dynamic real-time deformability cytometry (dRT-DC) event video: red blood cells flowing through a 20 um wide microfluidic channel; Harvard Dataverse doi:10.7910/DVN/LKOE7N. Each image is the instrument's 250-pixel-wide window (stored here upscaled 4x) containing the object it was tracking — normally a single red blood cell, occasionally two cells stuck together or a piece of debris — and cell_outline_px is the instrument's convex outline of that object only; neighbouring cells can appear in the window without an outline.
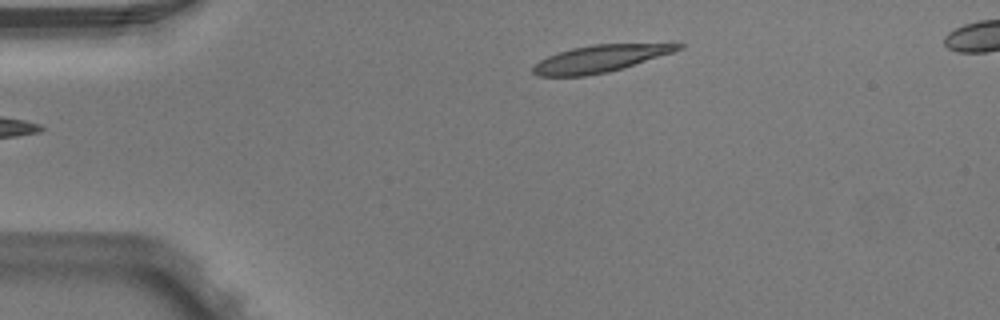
{"species": "Egyptian fruit bat (a non-hibernating species)", "species_latin": "Rousettus aegyptiacus", "temperature_condition": "warm", "stored_images_in_passage": 3, "camera_frame_rate_fps": 3000, "um_per_image_px": 0.085, "animal": {"sex": "male"}, "frame": {"image": 1, "passage_image": 3, "time_ms": 0.667, "image_size_px": [1000, 320], "cell_outline_px": [[684, 48], [624, 68], [608, 72], [584, 76], [536, 76], [532, 72], [532, 64], [556, 52], [572, 48], [592, 44], [684, 44]], "centroid_in_image_um": [50.93, 4.99], "position_along_channel_um": 34.1, "area_um2": 22.83}}